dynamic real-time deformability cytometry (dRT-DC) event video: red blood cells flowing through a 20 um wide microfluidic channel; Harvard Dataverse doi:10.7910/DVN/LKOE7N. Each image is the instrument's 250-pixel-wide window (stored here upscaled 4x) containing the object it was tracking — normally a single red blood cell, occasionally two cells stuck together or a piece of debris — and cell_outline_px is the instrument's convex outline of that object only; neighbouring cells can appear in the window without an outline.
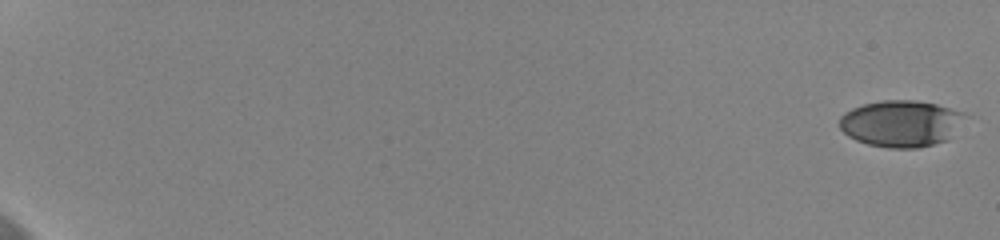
{"species": "human", "species_latin": "Homo sapiens", "temperature_condition": "cold", "stored_images_in_passage": 57, "camera_frame_rate_fps": 3000, "um_per_image_px": 0.085, "donor": {"sex": "female"}, "frame": {"image": 1, "passage_image": 1, "time_ms": 0.0, "image_size_px": [1000, 240], "cell_outline_px": [[968, 116], [948, 140], [920, 148], [888, 148], [868, 144], [856, 140], [848, 136], [840, 128], [840, 116], [844, 112], [852, 108], [864, 104], [880, 100], [916, 100], [936, 104], [964, 112]], "centroid_in_image_um": [76.61, 10.5], "position_along_channel_um": 8.4, "area_um2": 34.33}}
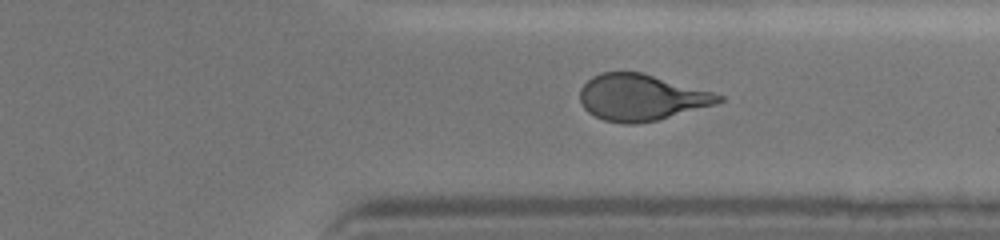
{"frame": {"image": 2, "passage_image": 48, "time_ms": 15.667, "image_size_px": [1000, 240], "cell_outline_px": [[724, 100], [716, 104], [656, 120], [636, 124], [624, 124], [604, 120], [588, 112], [584, 108], [580, 100], [580, 88], [592, 76], [600, 72], [644, 72], [712, 92], [724, 96]], "centroid_in_image_um": [54.49, 8.27], "position_along_channel_um": 356.9, "area_um2": 37.34}}
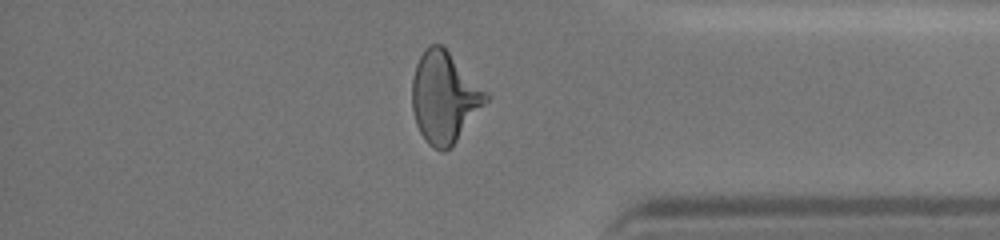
{"frame": {"image": 3, "passage_image": 52, "time_ms": 17.0, "image_size_px": [1000, 240], "cell_outline_px": [[488, 100], [456, 140], [444, 152], [440, 152], [432, 148], [424, 140], [416, 124], [412, 108], [412, 80], [416, 64], [420, 56], [428, 44], [440, 44], [488, 92]], "centroid_in_image_um": [37.74, 8.28], "position_along_channel_um": 397.5, "area_um2": 38.67}, "authors_computed_cell_mechanics": {"area_um2": 37.4544, "velocity_mm_per_s": 3.6584, "shape_relaxation_time_tau1_ms": 4.6096, "shape_relaxation_time_tau2_ms": 1.2186, "deformation_change_tau1": 0.1861, "deformation_change_tau2": 0.0856}}